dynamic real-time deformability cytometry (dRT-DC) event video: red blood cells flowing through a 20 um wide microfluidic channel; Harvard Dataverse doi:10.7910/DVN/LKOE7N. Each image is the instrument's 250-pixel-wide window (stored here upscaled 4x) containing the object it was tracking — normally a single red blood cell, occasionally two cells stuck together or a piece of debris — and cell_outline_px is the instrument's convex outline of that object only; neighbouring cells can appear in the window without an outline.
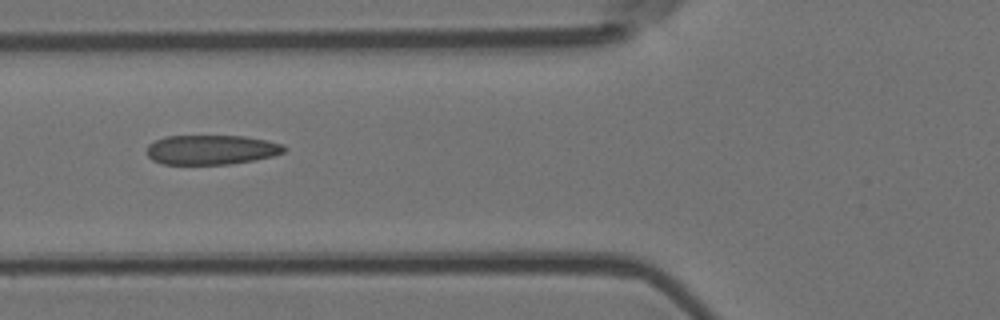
{"species": "Egyptian fruit bat (a non-hibernating species)", "species_latin": "Rousettus aegyptiacus", "temperature_condition": "room temperature", "stored_images_in_passage": 2, "camera_frame_rate_fps": 3000, "um_per_image_px": 0.085, "animal": {"sex": "female"}, "frame": {"image": 1, "passage_image": 2, "time_ms": 0.333, "image_size_px": [1000, 320], "cell_outline_px": [[288, 148], [284, 152], [272, 156], [252, 160], [228, 164], [164, 164], [152, 160], [144, 152], [148, 144], [156, 140], [168, 136], [244, 136], [284, 144]], "centroid_in_image_um": [17.94, 12.73], "position_along_channel_um": 107.9, "area_um2": 23.7}}